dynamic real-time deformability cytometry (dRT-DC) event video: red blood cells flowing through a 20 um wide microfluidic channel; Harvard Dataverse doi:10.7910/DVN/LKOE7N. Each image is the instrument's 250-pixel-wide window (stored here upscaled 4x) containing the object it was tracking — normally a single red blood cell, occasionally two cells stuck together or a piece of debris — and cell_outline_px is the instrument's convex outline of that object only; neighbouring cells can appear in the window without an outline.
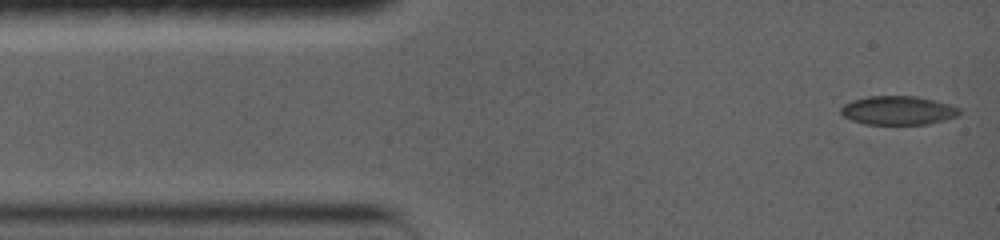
{"species": "common noctule bat (a hibernating species)", "species_latin": "Nyctalus noctula", "temperature_condition": "warm", "stored_images_in_passage": 42, "camera_frame_rate_fps": 5000, "um_per_image_px": 0.085, "animal": {"sex": "female", "body_mass_g": 19.0, "forearm_length_mm": 56.7}, "frame": {"image": 1, "passage_image": 1, "time_ms": 0.0, "image_size_px": [1000, 240], "cell_outline_px": [[960, 112], [956, 116], [944, 120], [928, 124], [864, 124], [852, 120], [844, 116], [840, 112], [840, 108], [844, 104], [852, 100], [868, 96], [916, 96], [948, 104], [960, 108]], "centroid_in_image_um": [76.3, 9.38], "position_along_channel_um": 8.7, "area_um2": 19.77}}
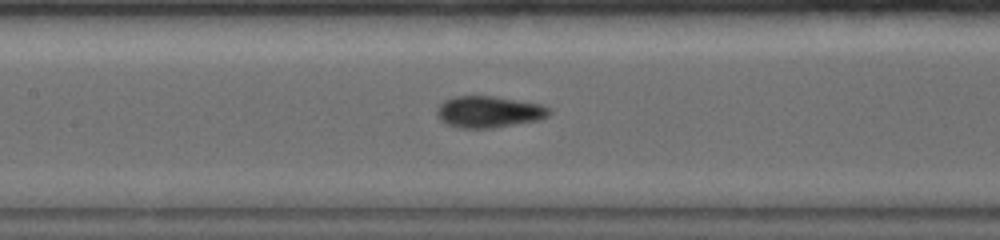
{"frame": {"image": 2, "passage_image": 17, "time_ms": 6.0, "image_size_px": [1000, 240], "cell_outline_px": [[552, 112], [548, 116], [540, 120], [492, 128], [460, 128], [448, 124], [440, 120], [436, 116], [436, 108], [444, 100], [452, 96], [492, 96], [540, 104], [548, 108]], "centroid_in_image_um": [41.52, 9.51], "position_along_channel_um": 165.9, "area_um2": 20.69}}
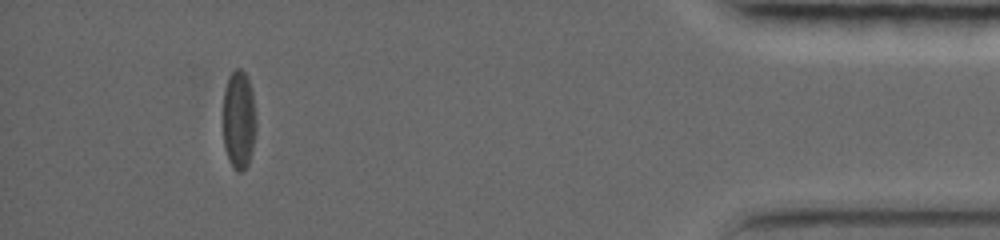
{"frame": {"image": 3, "passage_image": 37, "time_ms": 14.4, "image_size_px": [1000, 240], "cell_outline_px": [[256, 132], [252, 152], [248, 164], [240, 172], [236, 172], [232, 168], [228, 160], [224, 148], [224, 88], [228, 76], [236, 68], [240, 68], [244, 72], [248, 80], [252, 92], [256, 120]], "centroid_in_image_um": [20.3, 10.22], "position_along_channel_um": 414.9, "area_um2": 19.19}, "authors_computed_cell_mechanics": {"area_um2": 19.7965, "velocity_mm_per_s": 3.7694, "shape_relaxation_time_tau1_ms": null, "shape_relaxation_time_tau2_ms": 1.7086, "deformation_change_tau1": null, "deformation_change_tau2": 0.0646}}